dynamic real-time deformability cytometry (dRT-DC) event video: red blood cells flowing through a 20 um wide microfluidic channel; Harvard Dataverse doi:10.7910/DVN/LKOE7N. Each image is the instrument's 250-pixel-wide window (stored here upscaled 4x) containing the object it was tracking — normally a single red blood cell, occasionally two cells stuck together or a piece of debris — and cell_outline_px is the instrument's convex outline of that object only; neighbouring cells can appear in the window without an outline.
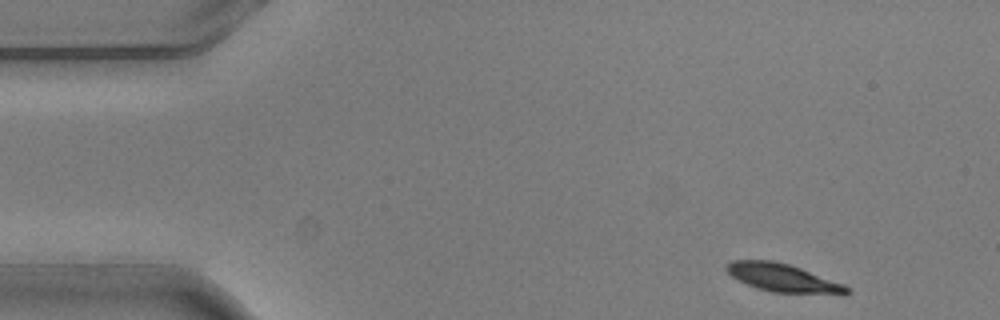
{"species": "common noctule bat (a hibernating species)", "species_latin": "Nyctalus noctula", "temperature_condition": "warm", "stored_images_in_passage": 4, "camera_frame_rate_fps": 3000, "um_per_image_px": 0.085, "animal": {"sex": "male", "body_mass_g": 20.5, "forearm_length_mm": 52.5}, "frame": {"image": 1, "passage_image": 1, "time_ms": 0.0, "image_size_px": [1000, 320], "cell_outline_px": [[852, 292], [844, 296], [772, 292], [756, 288], [732, 276], [724, 268], [724, 264], [732, 260], [772, 260], [788, 264], [800, 268], [844, 284], [852, 288]], "centroid_in_image_um": [66.64, 23.65], "position_along_channel_um": 18.4, "area_um2": 20.17}}
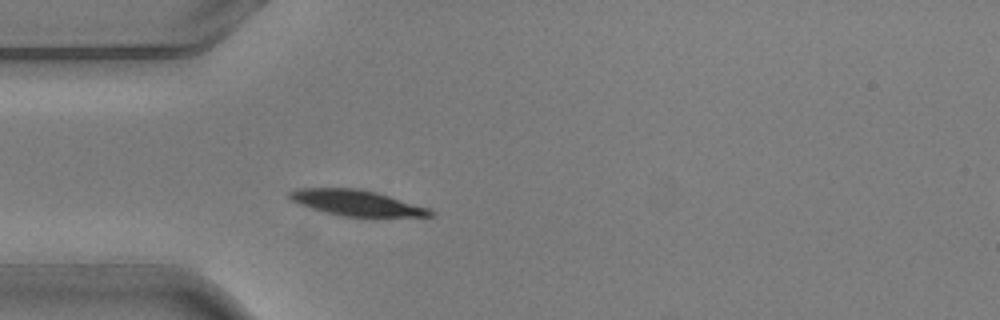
{"frame": {"image": 2, "passage_image": 3, "time_ms": 0.667, "image_size_px": [1000, 320], "cell_outline_px": [[436, 212], [432, 216], [340, 216], [324, 212], [300, 204], [292, 200], [288, 196], [288, 192], [296, 188], [360, 188], [376, 192], [428, 208]], "centroid_in_image_um": [30.27, 17.23], "position_along_channel_um": 54.7, "area_um2": 20.81}}